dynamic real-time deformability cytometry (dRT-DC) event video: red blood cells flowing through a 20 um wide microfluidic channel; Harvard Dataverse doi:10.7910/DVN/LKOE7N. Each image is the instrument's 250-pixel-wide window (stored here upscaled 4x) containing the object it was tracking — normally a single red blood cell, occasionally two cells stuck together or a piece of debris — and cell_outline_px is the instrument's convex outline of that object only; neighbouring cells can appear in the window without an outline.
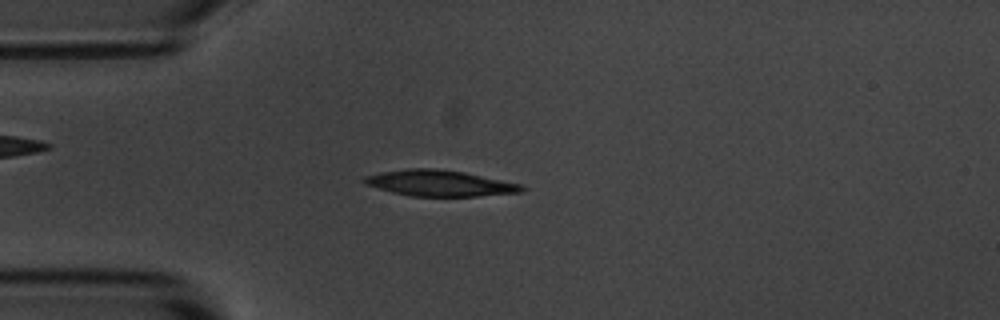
{"species": "common noctule bat (a hibernating species)", "species_latin": "Nyctalus noctula", "temperature_condition": "room temperature", "stored_images_in_passage": 53, "camera_frame_rate_fps": 3000, "um_per_image_px": 0.085, "animal": {"sex": "male", "body_mass_g": 20.1, "forearm_length_mm": 53.5}, "frame": {"image": 1, "passage_image": 13, "time_ms": 4.0, "image_size_px": [1000, 320], "cell_outline_px": [[528, 188], [524, 192], [476, 196], [412, 196], [392, 192], [368, 184], [360, 180], [364, 176], [380, 172], [408, 168], [432, 168], [464, 172], [520, 184]], "centroid_in_image_um": [37.39, 15.57], "position_along_channel_um": 47.6, "area_um2": 23.7}}
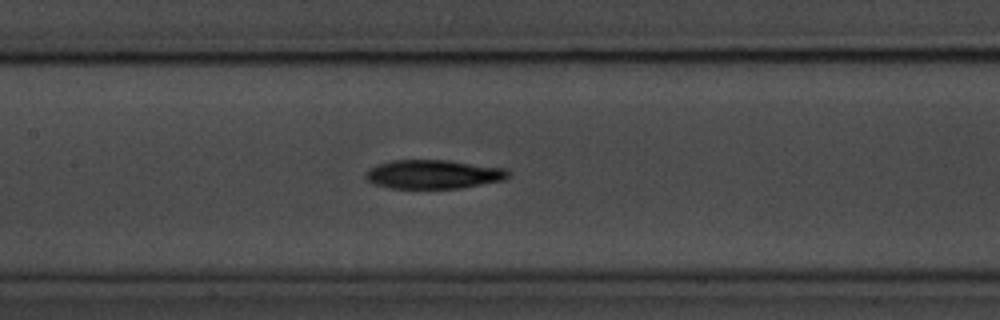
{"frame": {"image": 2, "passage_image": 24, "time_ms": 7.667, "image_size_px": [1000, 320], "cell_outline_px": [[508, 176], [504, 180], [460, 188], [392, 188], [376, 184], [368, 180], [364, 176], [368, 168], [376, 164], [392, 160], [448, 160], [504, 168], [508, 172]], "centroid_in_image_um": [36.8, 14.8], "position_along_channel_um": 170.6, "area_um2": 23.87}}
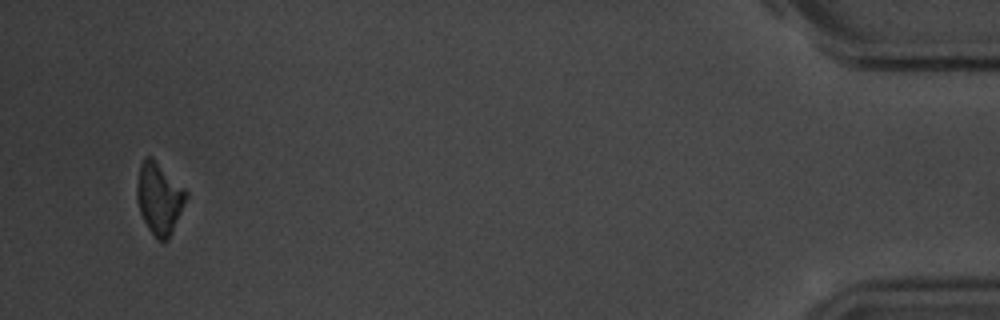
{"frame": {"image": 3, "passage_image": 51, "time_ms": 16.667, "image_size_px": [1000, 320], "cell_outline_px": [[188, 196], [172, 232], [168, 240], [164, 244], [156, 240], [148, 228], [140, 212], [136, 200], [136, 184], [140, 164], [144, 156], [152, 156], [188, 192]], "centroid_in_image_um": [13.52, 16.87], "position_along_channel_um": 421.7, "area_um2": 20.81}, "authors_computed_cell_mechanics": {"area_um2": 23.2356, "velocity_mm_per_s": 3.684, "shape_relaxation_time_tau1_ms": 2.1886, "shape_relaxation_time_tau2_ms": null, "deformation_change_tau1": 0.1204, "deformation_change_tau2": null}}